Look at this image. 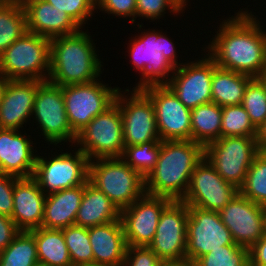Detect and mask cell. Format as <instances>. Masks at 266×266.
Masks as SVG:
<instances>
[{
    "instance_id": "2",
    "label": "cell",
    "mask_w": 266,
    "mask_h": 266,
    "mask_svg": "<svg viewBox=\"0 0 266 266\" xmlns=\"http://www.w3.org/2000/svg\"><path fill=\"white\" fill-rule=\"evenodd\" d=\"M203 158L204 146L198 142L160 141L155 167L145 178V194L181 201L194 169Z\"/></svg>"
},
{
    "instance_id": "20",
    "label": "cell",
    "mask_w": 266,
    "mask_h": 266,
    "mask_svg": "<svg viewBox=\"0 0 266 266\" xmlns=\"http://www.w3.org/2000/svg\"><path fill=\"white\" fill-rule=\"evenodd\" d=\"M42 81L5 80L0 92V128L17 130L33 113ZM27 118V119H26Z\"/></svg>"
},
{
    "instance_id": "39",
    "label": "cell",
    "mask_w": 266,
    "mask_h": 266,
    "mask_svg": "<svg viewBox=\"0 0 266 266\" xmlns=\"http://www.w3.org/2000/svg\"><path fill=\"white\" fill-rule=\"evenodd\" d=\"M186 0H136V14L138 16L157 19L165 8L178 13L185 6Z\"/></svg>"
},
{
    "instance_id": "23",
    "label": "cell",
    "mask_w": 266,
    "mask_h": 266,
    "mask_svg": "<svg viewBox=\"0 0 266 266\" xmlns=\"http://www.w3.org/2000/svg\"><path fill=\"white\" fill-rule=\"evenodd\" d=\"M93 266H123L127 242L121 218L88 228Z\"/></svg>"
},
{
    "instance_id": "36",
    "label": "cell",
    "mask_w": 266,
    "mask_h": 266,
    "mask_svg": "<svg viewBox=\"0 0 266 266\" xmlns=\"http://www.w3.org/2000/svg\"><path fill=\"white\" fill-rule=\"evenodd\" d=\"M192 266H250L249 248L239 245L220 246L200 257Z\"/></svg>"
},
{
    "instance_id": "14",
    "label": "cell",
    "mask_w": 266,
    "mask_h": 266,
    "mask_svg": "<svg viewBox=\"0 0 266 266\" xmlns=\"http://www.w3.org/2000/svg\"><path fill=\"white\" fill-rule=\"evenodd\" d=\"M143 91L150 97L161 141L191 140V110L167 85L149 86Z\"/></svg>"
},
{
    "instance_id": "17",
    "label": "cell",
    "mask_w": 266,
    "mask_h": 266,
    "mask_svg": "<svg viewBox=\"0 0 266 266\" xmlns=\"http://www.w3.org/2000/svg\"><path fill=\"white\" fill-rule=\"evenodd\" d=\"M172 201L167 197L144 194L132 205L122 209L120 218L127 246L148 247L156 234L163 210Z\"/></svg>"
},
{
    "instance_id": "5",
    "label": "cell",
    "mask_w": 266,
    "mask_h": 266,
    "mask_svg": "<svg viewBox=\"0 0 266 266\" xmlns=\"http://www.w3.org/2000/svg\"><path fill=\"white\" fill-rule=\"evenodd\" d=\"M44 69L49 74L50 39L28 31L0 55L4 80L48 81Z\"/></svg>"
},
{
    "instance_id": "8",
    "label": "cell",
    "mask_w": 266,
    "mask_h": 266,
    "mask_svg": "<svg viewBox=\"0 0 266 266\" xmlns=\"http://www.w3.org/2000/svg\"><path fill=\"white\" fill-rule=\"evenodd\" d=\"M80 150L92 161L94 158L122 157L124 136L122 115L114 103L105 112L93 118L76 137Z\"/></svg>"
},
{
    "instance_id": "48",
    "label": "cell",
    "mask_w": 266,
    "mask_h": 266,
    "mask_svg": "<svg viewBox=\"0 0 266 266\" xmlns=\"http://www.w3.org/2000/svg\"><path fill=\"white\" fill-rule=\"evenodd\" d=\"M263 214H264V227H265V234H266V205L263 206Z\"/></svg>"
},
{
    "instance_id": "38",
    "label": "cell",
    "mask_w": 266,
    "mask_h": 266,
    "mask_svg": "<svg viewBox=\"0 0 266 266\" xmlns=\"http://www.w3.org/2000/svg\"><path fill=\"white\" fill-rule=\"evenodd\" d=\"M53 7L67 13L81 26L96 8V0H45Z\"/></svg>"
},
{
    "instance_id": "11",
    "label": "cell",
    "mask_w": 266,
    "mask_h": 266,
    "mask_svg": "<svg viewBox=\"0 0 266 266\" xmlns=\"http://www.w3.org/2000/svg\"><path fill=\"white\" fill-rule=\"evenodd\" d=\"M188 206L172 201L162 212L149 248L166 262L186 263Z\"/></svg>"
},
{
    "instance_id": "49",
    "label": "cell",
    "mask_w": 266,
    "mask_h": 266,
    "mask_svg": "<svg viewBox=\"0 0 266 266\" xmlns=\"http://www.w3.org/2000/svg\"><path fill=\"white\" fill-rule=\"evenodd\" d=\"M1 74V73H0ZM4 78H3V76L2 75H0V92H1V88H2V86H3V83H4Z\"/></svg>"
},
{
    "instance_id": "7",
    "label": "cell",
    "mask_w": 266,
    "mask_h": 266,
    "mask_svg": "<svg viewBox=\"0 0 266 266\" xmlns=\"http://www.w3.org/2000/svg\"><path fill=\"white\" fill-rule=\"evenodd\" d=\"M130 44L133 64L143 76L142 82L135 90L164 85L162 77L166 78V74L179 66L175 59L173 43L154 30L152 33L143 34Z\"/></svg>"
},
{
    "instance_id": "43",
    "label": "cell",
    "mask_w": 266,
    "mask_h": 266,
    "mask_svg": "<svg viewBox=\"0 0 266 266\" xmlns=\"http://www.w3.org/2000/svg\"><path fill=\"white\" fill-rule=\"evenodd\" d=\"M20 231L11 217L0 214V252L14 240Z\"/></svg>"
},
{
    "instance_id": "9",
    "label": "cell",
    "mask_w": 266,
    "mask_h": 266,
    "mask_svg": "<svg viewBox=\"0 0 266 266\" xmlns=\"http://www.w3.org/2000/svg\"><path fill=\"white\" fill-rule=\"evenodd\" d=\"M119 88L93 81L62 86L65 110L72 130L78 134L90 121L105 112L116 100Z\"/></svg>"
},
{
    "instance_id": "34",
    "label": "cell",
    "mask_w": 266,
    "mask_h": 266,
    "mask_svg": "<svg viewBox=\"0 0 266 266\" xmlns=\"http://www.w3.org/2000/svg\"><path fill=\"white\" fill-rule=\"evenodd\" d=\"M257 129L251 123L244 107H222L221 137H256Z\"/></svg>"
},
{
    "instance_id": "1",
    "label": "cell",
    "mask_w": 266,
    "mask_h": 266,
    "mask_svg": "<svg viewBox=\"0 0 266 266\" xmlns=\"http://www.w3.org/2000/svg\"><path fill=\"white\" fill-rule=\"evenodd\" d=\"M245 12L224 22L212 41L210 57L217 67L259 78L266 68V33Z\"/></svg>"
},
{
    "instance_id": "44",
    "label": "cell",
    "mask_w": 266,
    "mask_h": 266,
    "mask_svg": "<svg viewBox=\"0 0 266 266\" xmlns=\"http://www.w3.org/2000/svg\"><path fill=\"white\" fill-rule=\"evenodd\" d=\"M250 266H266V234L249 248Z\"/></svg>"
},
{
    "instance_id": "4",
    "label": "cell",
    "mask_w": 266,
    "mask_h": 266,
    "mask_svg": "<svg viewBox=\"0 0 266 266\" xmlns=\"http://www.w3.org/2000/svg\"><path fill=\"white\" fill-rule=\"evenodd\" d=\"M96 161L89 162L88 181L102 191L120 211L145 194V179L122 157L98 158Z\"/></svg>"
},
{
    "instance_id": "16",
    "label": "cell",
    "mask_w": 266,
    "mask_h": 266,
    "mask_svg": "<svg viewBox=\"0 0 266 266\" xmlns=\"http://www.w3.org/2000/svg\"><path fill=\"white\" fill-rule=\"evenodd\" d=\"M32 114H35L47 142L76 141L77 134L69 123L61 86L44 81L36 92Z\"/></svg>"
},
{
    "instance_id": "26",
    "label": "cell",
    "mask_w": 266,
    "mask_h": 266,
    "mask_svg": "<svg viewBox=\"0 0 266 266\" xmlns=\"http://www.w3.org/2000/svg\"><path fill=\"white\" fill-rule=\"evenodd\" d=\"M121 211L89 181L84 183V193L75 220V225L93 227L120 219Z\"/></svg>"
},
{
    "instance_id": "31",
    "label": "cell",
    "mask_w": 266,
    "mask_h": 266,
    "mask_svg": "<svg viewBox=\"0 0 266 266\" xmlns=\"http://www.w3.org/2000/svg\"><path fill=\"white\" fill-rule=\"evenodd\" d=\"M35 238L30 231L21 230L14 240L0 252V266H37Z\"/></svg>"
},
{
    "instance_id": "6",
    "label": "cell",
    "mask_w": 266,
    "mask_h": 266,
    "mask_svg": "<svg viewBox=\"0 0 266 266\" xmlns=\"http://www.w3.org/2000/svg\"><path fill=\"white\" fill-rule=\"evenodd\" d=\"M256 137H221L204 147L205 159L228 183L240 189L259 153Z\"/></svg>"
},
{
    "instance_id": "19",
    "label": "cell",
    "mask_w": 266,
    "mask_h": 266,
    "mask_svg": "<svg viewBox=\"0 0 266 266\" xmlns=\"http://www.w3.org/2000/svg\"><path fill=\"white\" fill-rule=\"evenodd\" d=\"M219 214L239 246L251 248L265 234L263 206L245 198L240 192Z\"/></svg>"
},
{
    "instance_id": "45",
    "label": "cell",
    "mask_w": 266,
    "mask_h": 266,
    "mask_svg": "<svg viewBox=\"0 0 266 266\" xmlns=\"http://www.w3.org/2000/svg\"><path fill=\"white\" fill-rule=\"evenodd\" d=\"M256 140L260 152H266V121L257 129Z\"/></svg>"
},
{
    "instance_id": "15",
    "label": "cell",
    "mask_w": 266,
    "mask_h": 266,
    "mask_svg": "<svg viewBox=\"0 0 266 266\" xmlns=\"http://www.w3.org/2000/svg\"><path fill=\"white\" fill-rule=\"evenodd\" d=\"M133 92L132 97L126 99L118 91L115 100L122 115L124 146L161 141L150 97L143 90Z\"/></svg>"
},
{
    "instance_id": "27",
    "label": "cell",
    "mask_w": 266,
    "mask_h": 266,
    "mask_svg": "<svg viewBox=\"0 0 266 266\" xmlns=\"http://www.w3.org/2000/svg\"><path fill=\"white\" fill-rule=\"evenodd\" d=\"M253 77L217 67L212 76V102L225 107L242 104L245 89Z\"/></svg>"
},
{
    "instance_id": "22",
    "label": "cell",
    "mask_w": 266,
    "mask_h": 266,
    "mask_svg": "<svg viewBox=\"0 0 266 266\" xmlns=\"http://www.w3.org/2000/svg\"><path fill=\"white\" fill-rule=\"evenodd\" d=\"M45 199V193L33 177L15 180L11 218L20 230L29 231L41 227Z\"/></svg>"
},
{
    "instance_id": "40",
    "label": "cell",
    "mask_w": 266,
    "mask_h": 266,
    "mask_svg": "<svg viewBox=\"0 0 266 266\" xmlns=\"http://www.w3.org/2000/svg\"><path fill=\"white\" fill-rule=\"evenodd\" d=\"M134 256H131V255ZM162 260L147 246H128L123 266H159Z\"/></svg>"
},
{
    "instance_id": "42",
    "label": "cell",
    "mask_w": 266,
    "mask_h": 266,
    "mask_svg": "<svg viewBox=\"0 0 266 266\" xmlns=\"http://www.w3.org/2000/svg\"><path fill=\"white\" fill-rule=\"evenodd\" d=\"M96 5L115 16H133L132 22L135 21L136 0H96Z\"/></svg>"
},
{
    "instance_id": "35",
    "label": "cell",
    "mask_w": 266,
    "mask_h": 266,
    "mask_svg": "<svg viewBox=\"0 0 266 266\" xmlns=\"http://www.w3.org/2000/svg\"><path fill=\"white\" fill-rule=\"evenodd\" d=\"M159 152L160 141L144 142L125 147L122 158L126 157L125 162L145 179L154 169Z\"/></svg>"
},
{
    "instance_id": "50",
    "label": "cell",
    "mask_w": 266,
    "mask_h": 266,
    "mask_svg": "<svg viewBox=\"0 0 266 266\" xmlns=\"http://www.w3.org/2000/svg\"><path fill=\"white\" fill-rule=\"evenodd\" d=\"M9 1H18V2H22L23 0H9Z\"/></svg>"
},
{
    "instance_id": "29",
    "label": "cell",
    "mask_w": 266,
    "mask_h": 266,
    "mask_svg": "<svg viewBox=\"0 0 266 266\" xmlns=\"http://www.w3.org/2000/svg\"><path fill=\"white\" fill-rule=\"evenodd\" d=\"M222 107L210 102L191 110V140L204 147L221 138Z\"/></svg>"
},
{
    "instance_id": "32",
    "label": "cell",
    "mask_w": 266,
    "mask_h": 266,
    "mask_svg": "<svg viewBox=\"0 0 266 266\" xmlns=\"http://www.w3.org/2000/svg\"><path fill=\"white\" fill-rule=\"evenodd\" d=\"M239 192L256 204L266 205V152L256 155Z\"/></svg>"
},
{
    "instance_id": "3",
    "label": "cell",
    "mask_w": 266,
    "mask_h": 266,
    "mask_svg": "<svg viewBox=\"0 0 266 266\" xmlns=\"http://www.w3.org/2000/svg\"><path fill=\"white\" fill-rule=\"evenodd\" d=\"M90 36L83 31L50 39L49 82L66 86L91 83L101 72Z\"/></svg>"
},
{
    "instance_id": "46",
    "label": "cell",
    "mask_w": 266,
    "mask_h": 266,
    "mask_svg": "<svg viewBox=\"0 0 266 266\" xmlns=\"http://www.w3.org/2000/svg\"><path fill=\"white\" fill-rule=\"evenodd\" d=\"M159 266H190L187 263L162 261Z\"/></svg>"
},
{
    "instance_id": "24",
    "label": "cell",
    "mask_w": 266,
    "mask_h": 266,
    "mask_svg": "<svg viewBox=\"0 0 266 266\" xmlns=\"http://www.w3.org/2000/svg\"><path fill=\"white\" fill-rule=\"evenodd\" d=\"M18 130L0 128V172L17 178L32 177L37 157Z\"/></svg>"
},
{
    "instance_id": "41",
    "label": "cell",
    "mask_w": 266,
    "mask_h": 266,
    "mask_svg": "<svg viewBox=\"0 0 266 266\" xmlns=\"http://www.w3.org/2000/svg\"><path fill=\"white\" fill-rule=\"evenodd\" d=\"M17 177L0 172V214L11 217L13 214V190Z\"/></svg>"
},
{
    "instance_id": "10",
    "label": "cell",
    "mask_w": 266,
    "mask_h": 266,
    "mask_svg": "<svg viewBox=\"0 0 266 266\" xmlns=\"http://www.w3.org/2000/svg\"><path fill=\"white\" fill-rule=\"evenodd\" d=\"M186 263L192 266L200 257L225 245L235 244L219 212L188 206Z\"/></svg>"
},
{
    "instance_id": "47",
    "label": "cell",
    "mask_w": 266,
    "mask_h": 266,
    "mask_svg": "<svg viewBox=\"0 0 266 266\" xmlns=\"http://www.w3.org/2000/svg\"><path fill=\"white\" fill-rule=\"evenodd\" d=\"M259 78L266 85V70L261 74V76Z\"/></svg>"
},
{
    "instance_id": "28",
    "label": "cell",
    "mask_w": 266,
    "mask_h": 266,
    "mask_svg": "<svg viewBox=\"0 0 266 266\" xmlns=\"http://www.w3.org/2000/svg\"><path fill=\"white\" fill-rule=\"evenodd\" d=\"M29 231L35 238L39 265L72 266L62 229L39 227Z\"/></svg>"
},
{
    "instance_id": "18",
    "label": "cell",
    "mask_w": 266,
    "mask_h": 266,
    "mask_svg": "<svg viewBox=\"0 0 266 266\" xmlns=\"http://www.w3.org/2000/svg\"><path fill=\"white\" fill-rule=\"evenodd\" d=\"M186 65V66H185ZM217 68L215 61L209 56L195 63L177 67L175 75L166 79L167 85L188 109L192 110L202 104L212 102V76Z\"/></svg>"
},
{
    "instance_id": "12",
    "label": "cell",
    "mask_w": 266,
    "mask_h": 266,
    "mask_svg": "<svg viewBox=\"0 0 266 266\" xmlns=\"http://www.w3.org/2000/svg\"><path fill=\"white\" fill-rule=\"evenodd\" d=\"M89 162L90 160L80 149L75 156L63 153L49 161L37 156L32 177L42 192L47 191L51 194L86 183L89 176Z\"/></svg>"
},
{
    "instance_id": "25",
    "label": "cell",
    "mask_w": 266,
    "mask_h": 266,
    "mask_svg": "<svg viewBox=\"0 0 266 266\" xmlns=\"http://www.w3.org/2000/svg\"><path fill=\"white\" fill-rule=\"evenodd\" d=\"M83 193L84 184L47 195L41 227L63 229L74 225Z\"/></svg>"
},
{
    "instance_id": "37",
    "label": "cell",
    "mask_w": 266,
    "mask_h": 266,
    "mask_svg": "<svg viewBox=\"0 0 266 266\" xmlns=\"http://www.w3.org/2000/svg\"><path fill=\"white\" fill-rule=\"evenodd\" d=\"M256 129L266 121V85L253 78L247 85L242 104Z\"/></svg>"
},
{
    "instance_id": "13",
    "label": "cell",
    "mask_w": 266,
    "mask_h": 266,
    "mask_svg": "<svg viewBox=\"0 0 266 266\" xmlns=\"http://www.w3.org/2000/svg\"><path fill=\"white\" fill-rule=\"evenodd\" d=\"M239 189L226 182L205 159L194 169L188 190L181 200L187 206L219 212L237 194Z\"/></svg>"
},
{
    "instance_id": "30",
    "label": "cell",
    "mask_w": 266,
    "mask_h": 266,
    "mask_svg": "<svg viewBox=\"0 0 266 266\" xmlns=\"http://www.w3.org/2000/svg\"><path fill=\"white\" fill-rule=\"evenodd\" d=\"M26 32V15L22 3L0 0V55Z\"/></svg>"
},
{
    "instance_id": "21",
    "label": "cell",
    "mask_w": 266,
    "mask_h": 266,
    "mask_svg": "<svg viewBox=\"0 0 266 266\" xmlns=\"http://www.w3.org/2000/svg\"><path fill=\"white\" fill-rule=\"evenodd\" d=\"M27 31L53 39L79 32L80 26L64 11L45 0H23Z\"/></svg>"
},
{
    "instance_id": "33",
    "label": "cell",
    "mask_w": 266,
    "mask_h": 266,
    "mask_svg": "<svg viewBox=\"0 0 266 266\" xmlns=\"http://www.w3.org/2000/svg\"><path fill=\"white\" fill-rule=\"evenodd\" d=\"M72 266H93V250L88 228L71 225L62 229Z\"/></svg>"
}]
</instances>
